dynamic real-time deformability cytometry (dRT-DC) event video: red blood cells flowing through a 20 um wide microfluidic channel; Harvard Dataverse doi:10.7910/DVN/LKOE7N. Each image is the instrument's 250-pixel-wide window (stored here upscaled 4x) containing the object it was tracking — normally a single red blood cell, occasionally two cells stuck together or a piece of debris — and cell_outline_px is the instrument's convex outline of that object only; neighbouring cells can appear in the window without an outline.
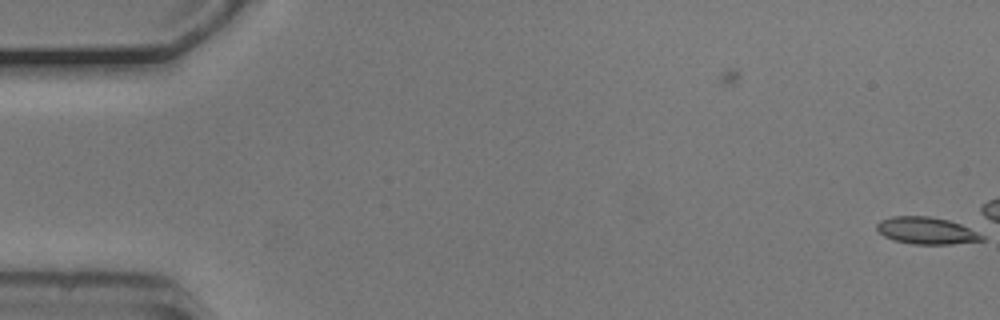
{"species": "common noctule bat (a hibernating species)", "species_latin": "Nyctalus noctula", "temperature_condition": "cold", "stored_images_in_passage": 2, "camera_frame_rate_fps": 3000, "um_per_image_px": 0.085, "animal": {"sex": "male", "body_mass_g": 20.5, "forearm_length_mm": 52.5}, "frame": {"image": 1, "passage_image": 2, "time_ms": 0.333, "image_size_px": [1000, 320], "cell_outline_px": [[984, 240], [952, 244], [912, 244], [896, 240], [884, 236], [876, 228], [876, 224], [880, 220], [892, 216], [928, 216], [948, 220], [960, 224], [984, 236]], "centroid_in_image_um": [78.73, 19.6], "position_along_channel_um": 6.3, "area_um2": 16.36}}